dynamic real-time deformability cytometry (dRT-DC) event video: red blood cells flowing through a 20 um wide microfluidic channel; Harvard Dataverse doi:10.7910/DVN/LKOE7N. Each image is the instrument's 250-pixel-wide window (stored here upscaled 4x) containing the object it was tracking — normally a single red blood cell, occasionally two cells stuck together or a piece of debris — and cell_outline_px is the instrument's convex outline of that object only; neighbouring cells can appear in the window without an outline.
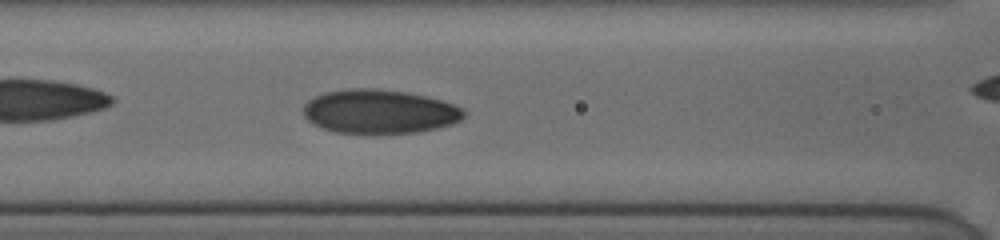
{"species": "human", "species_latin": "Homo sapiens", "temperature_condition": "cold", "stored_images_in_passage": 39, "camera_frame_rate_fps": 3000, "um_per_image_px": 0.085, "donor": {"sex": "female"}, "frame": {"image": 1, "passage_image": 15, "time_ms": 4.667, "image_size_px": [1000, 240], "cell_outline_px": [[464, 116], [460, 120], [452, 124], [436, 128], [416, 132], [360, 136], [336, 132], [320, 128], [312, 124], [304, 116], [304, 104], [308, 100], [324, 92], [348, 88], [376, 88], [404, 92], [424, 96], [440, 100], [452, 104], [460, 108], [464, 112]], "centroid_in_image_um": [32.18, 9.52], "position_along_channel_um": 134.4, "area_um2": 41.79}}
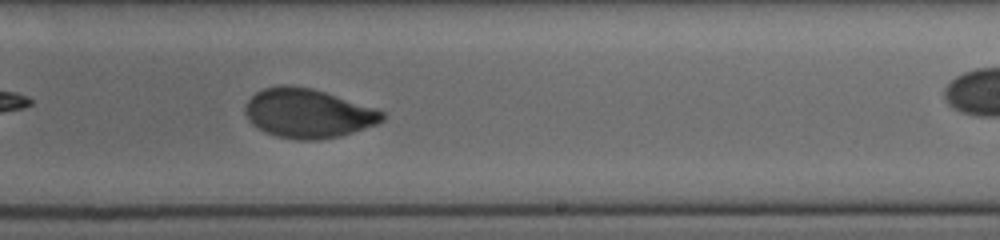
{"frame": {"image": 2, "passage_image": 25, "time_ms": 8.0, "image_size_px": [1000, 240], "cell_outline_px": [[384, 120], [376, 124], [340, 136], [316, 140], [296, 140], [276, 136], [264, 132], [252, 124], [248, 120], [244, 112], [244, 108], [248, 100], [256, 92], [264, 88], [284, 84], [292, 84], [312, 88], [376, 108], [384, 112]], "centroid_in_image_um": [26.14, 9.63], "position_along_channel_um": 262.9, "area_um2": 39.42}}
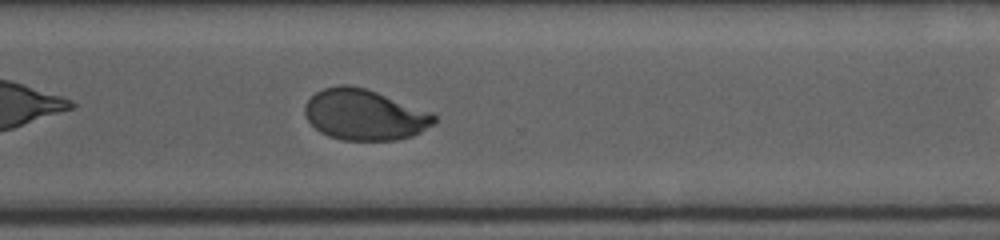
{"frame": {"image": 3, "passage_image": 31, "time_ms": 10.0, "image_size_px": [1000, 240], "cell_outline_px": [[436, 120], [432, 124], [420, 132], [412, 136], [396, 140], [344, 140], [328, 136], [320, 132], [308, 120], [304, 112], [304, 108], [308, 100], [316, 92], [324, 88], [340, 84], [348, 84], [364, 88], [376, 92], [432, 112], [436, 116]], "centroid_in_image_um": [30.97, 9.75], "position_along_channel_um": 339.6, "area_um2": 38.03}, "authors_computed_cell_mechanics": {"area_um2": 39.1306, "velocity_mm_per_s": 3.8619, "shape_relaxation_time_tau1_ms": 5.1169, "shape_relaxation_time_tau2_ms": 0.8811, "deformation_change_tau1": 0.1815, "deformation_change_tau2": 0.0397}}